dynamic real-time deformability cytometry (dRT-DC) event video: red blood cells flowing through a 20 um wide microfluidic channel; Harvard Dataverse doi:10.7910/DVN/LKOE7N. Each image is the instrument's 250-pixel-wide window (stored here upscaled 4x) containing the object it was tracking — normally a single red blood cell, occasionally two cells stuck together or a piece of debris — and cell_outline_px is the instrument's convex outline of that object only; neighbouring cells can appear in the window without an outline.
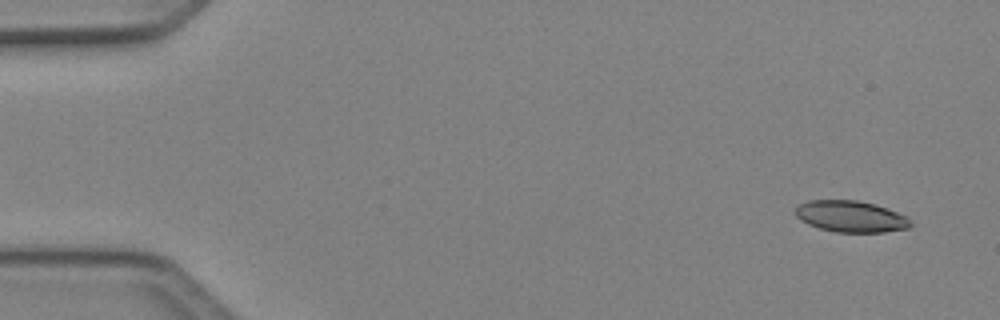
{"species": "Egyptian fruit bat (a non-hibernating species)", "species_latin": "Rousettus aegyptiacus", "temperature_condition": "cold", "stored_images_in_passage": 4, "camera_frame_rate_fps": 3000, "um_per_image_px": 0.085, "animal": {"sex": "female"}, "frame": {"image": 1, "passage_image": 1, "time_ms": 0.0, "image_size_px": [1000, 320], "cell_outline_px": [[912, 224], [908, 228], [884, 232], [836, 232], [820, 228], [808, 224], [800, 220], [796, 216], [796, 208], [800, 204], [808, 200], [856, 200], [876, 204], [908, 216]], "centroid_in_image_um": [72.34, 18.39], "position_along_channel_um": 12.7, "area_um2": 21.1}}
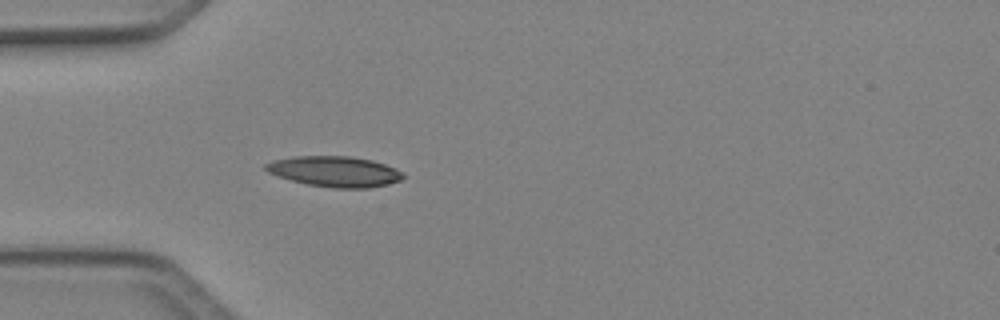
{"frame": {"image": 2, "passage_image": 4, "time_ms": 1.0, "image_size_px": [1000, 320], "cell_outline_px": [[404, 176], [400, 180], [388, 184], [368, 188], [332, 188], [308, 184], [292, 180], [268, 172], [264, 168], [264, 164], [272, 160], [292, 156], [352, 156], [372, 160], [396, 168]], "centroid_in_image_um": [28.43, 14.57], "position_along_channel_um": 56.6, "area_um2": 24.39}}